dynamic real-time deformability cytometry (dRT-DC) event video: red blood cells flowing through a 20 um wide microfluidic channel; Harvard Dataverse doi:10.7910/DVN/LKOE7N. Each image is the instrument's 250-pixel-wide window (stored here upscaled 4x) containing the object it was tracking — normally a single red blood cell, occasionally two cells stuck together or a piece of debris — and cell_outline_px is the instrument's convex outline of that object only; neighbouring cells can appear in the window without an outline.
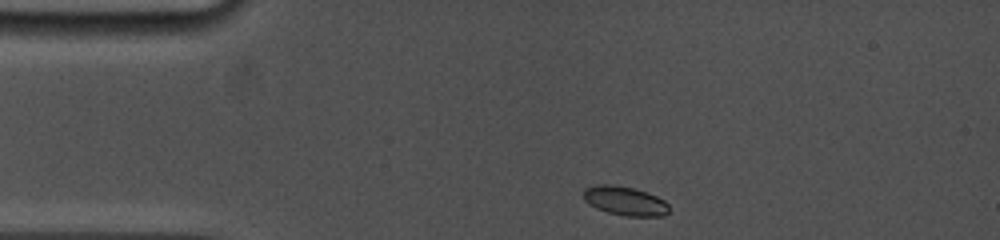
{"species": "common noctule bat (a hibernating species)", "species_latin": "Nyctalus noctula", "temperature_condition": "cold", "stored_images_in_passage": 8, "camera_frame_rate_fps": 5000, "um_per_image_px": 0.085, "animal": {"sex": "female", "body_mass_g": 19.0, "forearm_length_mm": 53.3}, "frame": {"image": 1, "passage_image": 1, "time_ms": 0.0, "image_size_px": [1000, 240], "cell_outline_px": [[668, 212], [664, 216], [624, 216], [608, 212], [596, 208], [588, 204], [584, 200], [584, 188], [596, 184], [612, 184], [632, 188], [648, 192], [664, 200], [668, 204]], "centroid_in_image_um": [53.11, 17.07], "position_along_channel_um": 31.9, "area_um2": 14.57}}
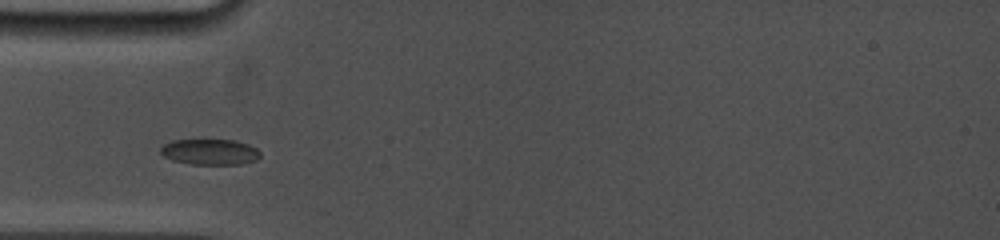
{"frame": {"image": 2, "passage_image": 6, "time_ms": 2.0, "image_size_px": [1000, 240], "cell_outline_px": [[260, 156], [256, 160], [240, 164], [188, 164], [172, 160], [164, 156], [160, 152], [160, 148], [164, 144], [172, 140], [236, 140], [248, 144], [256, 148], [260, 152]], "centroid_in_image_um": [17.83, 12.91], "position_along_channel_um": 67.2, "area_um2": 14.97}}
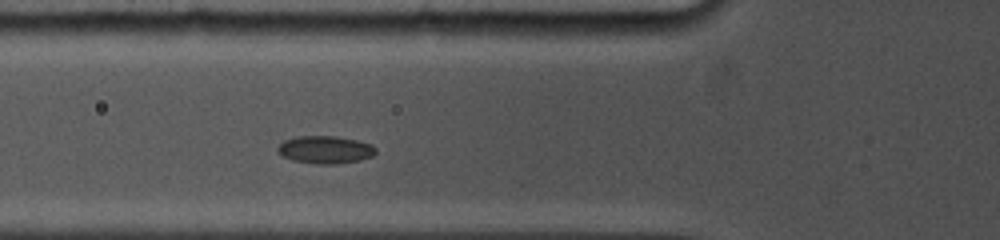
{"frame": {"image": 3, "passage_image": 8, "time_ms": 2.8, "image_size_px": [1000, 240], "cell_outline_px": [[376, 152], [372, 156], [360, 160], [336, 164], [316, 164], [292, 160], [276, 152], [276, 148], [284, 140], [296, 136], [332, 136], [356, 140], [372, 144], [376, 148]], "centroid_in_image_um": [27.63, 12.72], "position_along_channel_um": 98.2, "area_um2": 15.84}}